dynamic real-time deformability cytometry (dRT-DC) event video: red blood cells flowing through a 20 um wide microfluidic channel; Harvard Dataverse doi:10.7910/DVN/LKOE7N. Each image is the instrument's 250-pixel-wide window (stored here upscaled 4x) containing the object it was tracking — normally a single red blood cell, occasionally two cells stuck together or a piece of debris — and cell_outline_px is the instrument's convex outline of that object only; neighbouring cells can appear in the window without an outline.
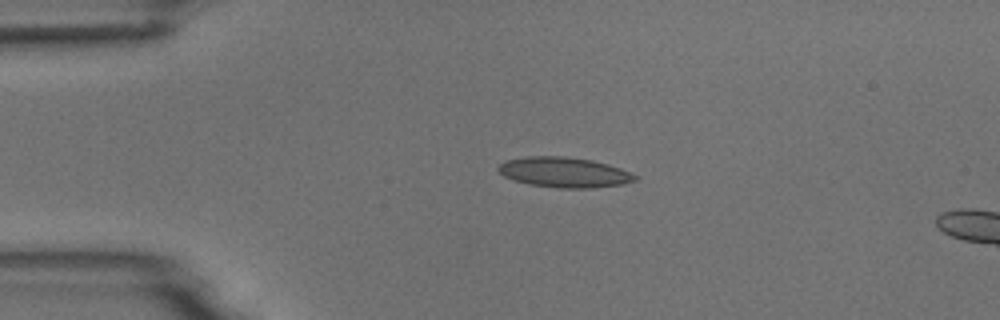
{"species": "common noctule bat (a hibernating species)", "species_latin": "Nyctalus noctula", "temperature_condition": "room temperature", "stored_images_in_passage": 2, "camera_frame_rate_fps": 3000, "um_per_image_px": 0.085, "animal": {"sex": "male", "body_mass_g": 18.8}, "frame": {"image": 1, "passage_image": 1, "time_ms": 0.0, "image_size_px": [1000, 320], "cell_outline_px": [[640, 176], [636, 180], [624, 184], [592, 188], [560, 188], [528, 184], [512, 180], [504, 176], [496, 168], [504, 160], [528, 156], [564, 156], [592, 160], [608, 164], [620, 168]], "centroid_in_image_um": [47.96, 14.64], "position_along_channel_um": 37.0, "area_um2": 24.28}}